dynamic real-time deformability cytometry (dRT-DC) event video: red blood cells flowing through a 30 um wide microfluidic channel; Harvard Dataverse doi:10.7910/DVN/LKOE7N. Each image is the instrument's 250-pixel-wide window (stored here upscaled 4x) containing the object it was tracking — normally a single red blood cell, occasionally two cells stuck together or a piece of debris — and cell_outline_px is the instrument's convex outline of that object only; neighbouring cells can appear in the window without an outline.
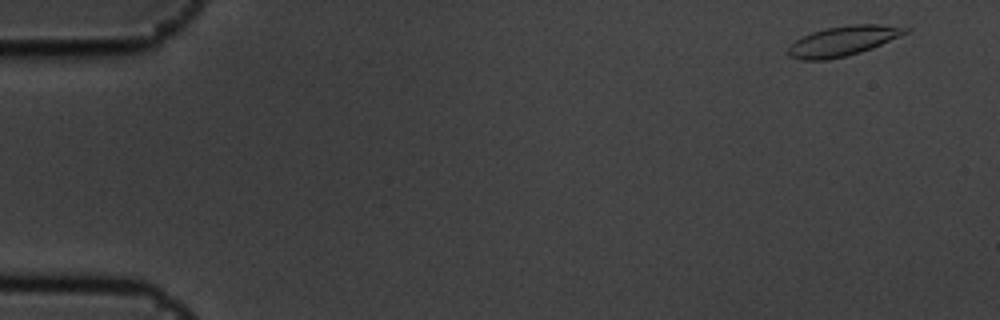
{"species": "common noctule bat (a hibernating species)", "species_latin": "Nyctalus noctula", "temperature_condition": "cold", "stored_images_in_passage": 5, "camera_frame_rate_fps": 3000, "um_per_image_px": 0.085, "animal": {"sex": "male", "body_mass_g": 19.5, "forearm_length_mm": 54.6}, "frame": {"image": 1, "passage_image": 1, "time_ms": 0.0, "image_size_px": [1000, 320], "cell_outline_px": [[912, 28], [908, 32], [872, 48], [848, 56], [828, 60], [800, 60], [788, 56], [788, 48], [796, 40], [812, 32], [824, 28], [852, 24], [880, 24]], "centroid_in_image_um": [71.65, 3.48], "position_along_channel_um": 13.4, "area_um2": 20.4}}
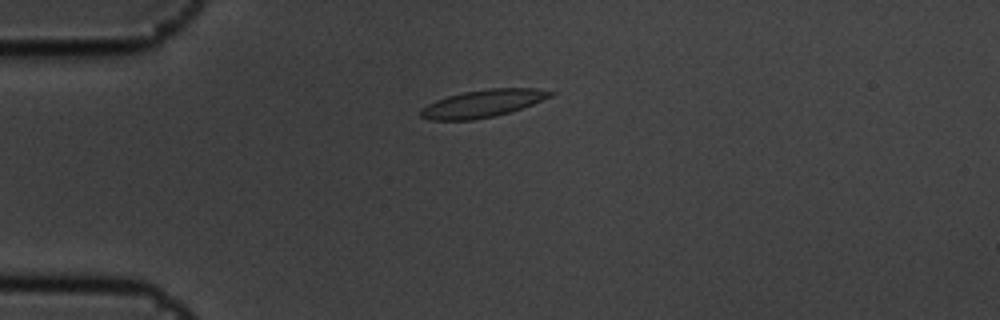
{"frame": {"image": 2, "passage_image": 4, "time_ms": 1.0, "image_size_px": [1000, 320], "cell_outline_px": [[556, 92], [552, 96], [532, 104], [496, 116], [472, 120], [428, 120], [420, 116], [420, 108], [436, 100], [448, 96], [464, 92], [492, 88], [536, 88]], "centroid_in_image_um": [41.01, 8.8], "position_along_channel_um": 44.0, "area_um2": 20.63}}